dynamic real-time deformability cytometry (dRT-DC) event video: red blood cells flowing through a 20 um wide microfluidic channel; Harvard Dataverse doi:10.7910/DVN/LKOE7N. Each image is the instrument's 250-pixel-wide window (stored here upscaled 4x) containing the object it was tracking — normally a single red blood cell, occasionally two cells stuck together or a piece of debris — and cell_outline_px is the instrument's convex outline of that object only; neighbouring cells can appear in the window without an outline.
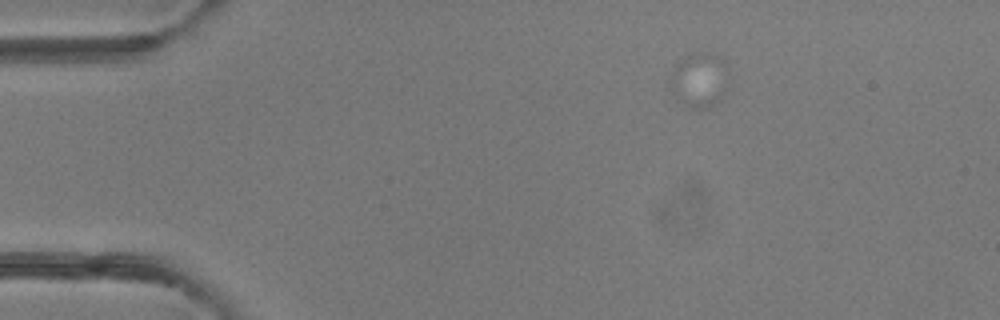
{"species": "common noctule bat (a hibernating species)", "species_latin": "Nyctalus noctula", "temperature_condition": "room temperature", "stored_images_in_passage": 3, "camera_frame_rate_fps": 3000, "um_per_image_px": 0.085, "animal": {"sex": "female"}, "frame": {"image": 1, "passage_image": 1, "time_ms": 0.0, "image_size_px": [1000, 320], "cell_outline_px": [[728, 88], [720, 100], [716, 104], [708, 108], [688, 108], [676, 100], [668, 88], [672, 72], [676, 60], [692, 52], [704, 52], [720, 56], [728, 60]], "centroid_in_image_um": [59.45, 6.78], "position_along_channel_um": 25.5, "area_um2": 19.77}}